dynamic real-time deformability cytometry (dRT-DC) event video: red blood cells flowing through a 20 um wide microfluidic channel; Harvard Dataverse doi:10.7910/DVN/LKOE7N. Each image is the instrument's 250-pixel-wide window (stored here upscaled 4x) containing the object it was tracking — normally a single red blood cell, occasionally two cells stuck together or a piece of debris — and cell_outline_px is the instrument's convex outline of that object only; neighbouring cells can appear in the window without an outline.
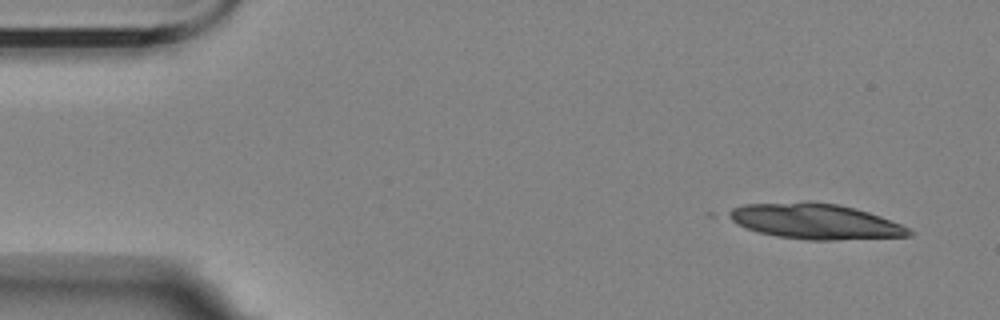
{"species": "Egyptian fruit bat (a non-hibernating species)", "species_latin": "Rousettus aegyptiacus", "temperature_condition": "room temperature", "stored_images_in_passage": 4, "camera_frame_rate_fps": 3000, "um_per_image_px": 0.085, "animal": {"sex": "female"}, "frame": {"image": 1, "passage_image": 1, "time_ms": 0.0, "image_size_px": [1000, 320], "cell_outline_px": [[912, 236], [832, 240], [808, 240], [776, 236], [760, 232], [736, 224], [724, 216], [724, 212], [732, 208], [744, 204], [840, 204], [856, 208], [880, 216], [900, 224], [908, 228], [912, 232]], "centroid_in_image_um": [69.28, 18.85], "position_along_channel_um": 15.7, "area_um2": 36.3}}